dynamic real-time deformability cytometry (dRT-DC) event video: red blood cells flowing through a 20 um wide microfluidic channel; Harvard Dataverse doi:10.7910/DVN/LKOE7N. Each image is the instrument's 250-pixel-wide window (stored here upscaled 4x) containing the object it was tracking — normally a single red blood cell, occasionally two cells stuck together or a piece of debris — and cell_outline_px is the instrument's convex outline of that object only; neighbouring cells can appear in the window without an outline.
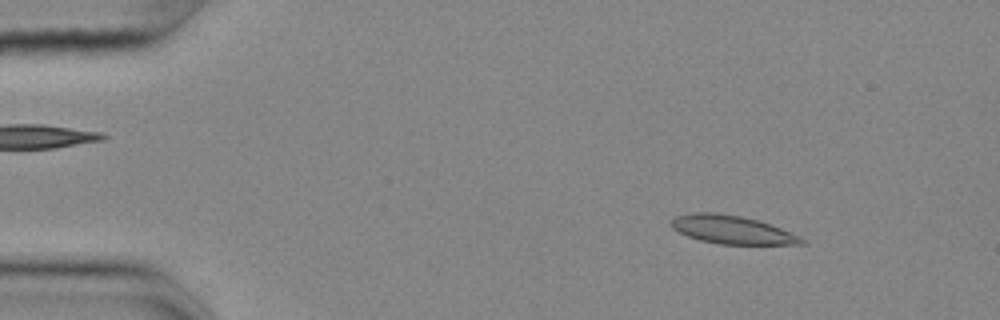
{"species": "common noctule bat (a hibernating species)", "species_latin": "Nyctalus noctula", "temperature_condition": "cold", "stored_images_in_passage": 55, "camera_frame_rate_fps": 3000, "um_per_image_px": 0.085, "animal": {"sex": "female", "body_mass_g": 25.1}, "frame": {"image": 1, "passage_image": 7, "time_ms": 2.0, "image_size_px": [1000, 320], "cell_outline_px": [[808, 244], [720, 244], [700, 240], [688, 236], [672, 228], [668, 224], [668, 220], [676, 216], [692, 212], [716, 212], [740, 216], [756, 220], [780, 228], [800, 236], [808, 240]], "centroid_in_image_um": [62.19, 19.52], "position_along_channel_um": 22.8, "area_um2": 21.56}}
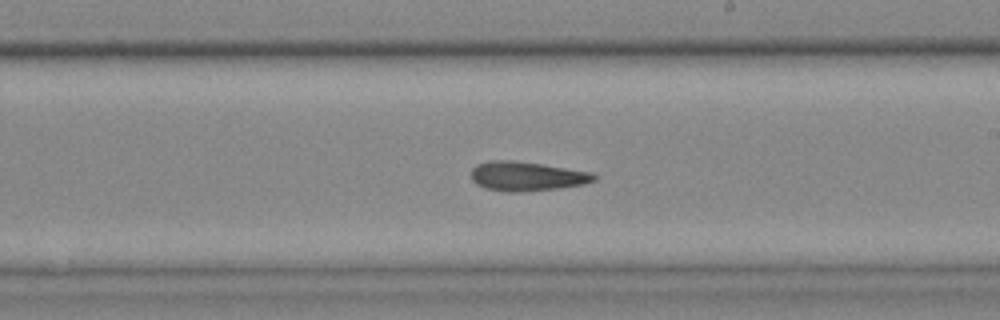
{"frame": {"image": 2, "passage_image": 32, "time_ms": 10.333, "image_size_px": [1000, 320], "cell_outline_px": [[596, 180], [584, 184], [560, 188], [516, 192], [508, 192], [484, 188], [476, 184], [472, 180], [472, 168], [476, 164], [488, 160], [512, 160], [540, 164], [592, 172], [596, 176]], "centroid_in_image_um": [44.75, 14.98], "position_along_channel_um": 244.3, "area_um2": 20.98}}
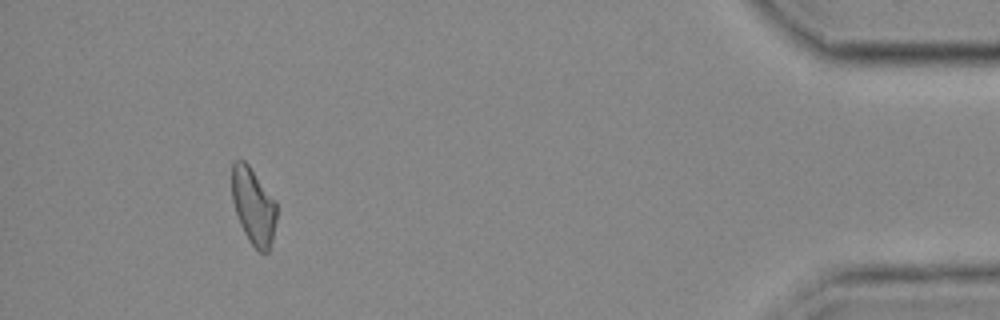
{"frame": {"image": 3, "passage_image": 51, "time_ms": 16.667, "image_size_px": [1000, 320], "cell_outline_px": [[276, 220], [272, 240], [268, 252], [260, 252], [248, 240], [240, 224], [232, 200], [232, 160], [244, 160], [248, 164], [276, 200]], "centroid_in_image_um": [21.54, 17.5], "position_along_channel_um": 413.7, "area_um2": 19.94}, "authors_computed_cell_mechanics": {"area_um2": 21.0392, "velocity_mm_per_s": 3.6338, "shape_relaxation_time_tau1_ms": 5.6773, "shape_relaxation_time_tau2_ms": 6.6978, "deformation_change_tau1": 0.1484, "deformation_change_tau2": 0.1484}}